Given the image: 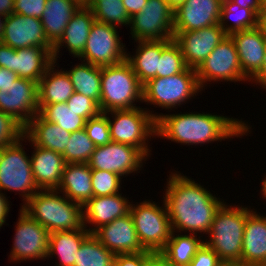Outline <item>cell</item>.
I'll return each instance as SVG.
<instances>
[{"label": "cell", "mask_w": 266, "mask_h": 266, "mask_svg": "<svg viewBox=\"0 0 266 266\" xmlns=\"http://www.w3.org/2000/svg\"><path fill=\"white\" fill-rule=\"evenodd\" d=\"M18 78L13 71L0 67V89L14 83Z\"/></svg>", "instance_id": "obj_50"}, {"label": "cell", "mask_w": 266, "mask_h": 266, "mask_svg": "<svg viewBox=\"0 0 266 266\" xmlns=\"http://www.w3.org/2000/svg\"><path fill=\"white\" fill-rule=\"evenodd\" d=\"M72 67L70 70H66V72L73 84L74 92L83 94L99 104L102 67L83 61L79 65L77 64Z\"/></svg>", "instance_id": "obj_33"}, {"label": "cell", "mask_w": 266, "mask_h": 266, "mask_svg": "<svg viewBox=\"0 0 266 266\" xmlns=\"http://www.w3.org/2000/svg\"><path fill=\"white\" fill-rule=\"evenodd\" d=\"M130 206L129 200L121 193L93 197L83 205L84 227L87 229V224L93 225L87 229L93 234L101 226L129 214Z\"/></svg>", "instance_id": "obj_21"}, {"label": "cell", "mask_w": 266, "mask_h": 266, "mask_svg": "<svg viewBox=\"0 0 266 266\" xmlns=\"http://www.w3.org/2000/svg\"><path fill=\"white\" fill-rule=\"evenodd\" d=\"M104 113L108 116L109 131L113 142L131 145L138 148L147 158L150 157L151 149L147 142L151 136L156 137L158 113L154 114L140 106L129 110H112Z\"/></svg>", "instance_id": "obj_6"}, {"label": "cell", "mask_w": 266, "mask_h": 266, "mask_svg": "<svg viewBox=\"0 0 266 266\" xmlns=\"http://www.w3.org/2000/svg\"><path fill=\"white\" fill-rule=\"evenodd\" d=\"M81 5H87L91 0H77Z\"/></svg>", "instance_id": "obj_59"}, {"label": "cell", "mask_w": 266, "mask_h": 266, "mask_svg": "<svg viewBox=\"0 0 266 266\" xmlns=\"http://www.w3.org/2000/svg\"><path fill=\"white\" fill-rule=\"evenodd\" d=\"M135 101H143V85L139 82L131 64L121 63L103 66L101 71V112L138 108Z\"/></svg>", "instance_id": "obj_5"}, {"label": "cell", "mask_w": 266, "mask_h": 266, "mask_svg": "<svg viewBox=\"0 0 266 266\" xmlns=\"http://www.w3.org/2000/svg\"><path fill=\"white\" fill-rule=\"evenodd\" d=\"M71 132L48 122L39 113L24 127L25 139L32 145L63 153L69 142Z\"/></svg>", "instance_id": "obj_26"}, {"label": "cell", "mask_w": 266, "mask_h": 266, "mask_svg": "<svg viewBox=\"0 0 266 266\" xmlns=\"http://www.w3.org/2000/svg\"><path fill=\"white\" fill-rule=\"evenodd\" d=\"M200 87L205 89L207 82L249 81L242 73L239 56L235 43L230 35H227L207 56L196 69ZM205 84V85H204Z\"/></svg>", "instance_id": "obj_10"}, {"label": "cell", "mask_w": 266, "mask_h": 266, "mask_svg": "<svg viewBox=\"0 0 266 266\" xmlns=\"http://www.w3.org/2000/svg\"><path fill=\"white\" fill-rule=\"evenodd\" d=\"M1 42L15 50L28 47L53 48L39 18L14 13L7 16Z\"/></svg>", "instance_id": "obj_18"}, {"label": "cell", "mask_w": 266, "mask_h": 266, "mask_svg": "<svg viewBox=\"0 0 266 266\" xmlns=\"http://www.w3.org/2000/svg\"><path fill=\"white\" fill-rule=\"evenodd\" d=\"M186 66L197 69L213 49L227 36L220 24L195 31H173Z\"/></svg>", "instance_id": "obj_17"}, {"label": "cell", "mask_w": 266, "mask_h": 266, "mask_svg": "<svg viewBox=\"0 0 266 266\" xmlns=\"http://www.w3.org/2000/svg\"><path fill=\"white\" fill-rule=\"evenodd\" d=\"M18 141L0 149V191L21 192L25 204L37 191L30 156H27L22 141Z\"/></svg>", "instance_id": "obj_9"}, {"label": "cell", "mask_w": 266, "mask_h": 266, "mask_svg": "<svg viewBox=\"0 0 266 266\" xmlns=\"http://www.w3.org/2000/svg\"><path fill=\"white\" fill-rule=\"evenodd\" d=\"M174 11L165 0H148L141 12L130 18L132 40L173 39Z\"/></svg>", "instance_id": "obj_12"}, {"label": "cell", "mask_w": 266, "mask_h": 266, "mask_svg": "<svg viewBox=\"0 0 266 266\" xmlns=\"http://www.w3.org/2000/svg\"><path fill=\"white\" fill-rule=\"evenodd\" d=\"M13 248L9 255L12 262L47 259L49 232L38 221L20 209L16 222Z\"/></svg>", "instance_id": "obj_13"}, {"label": "cell", "mask_w": 266, "mask_h": 266, "mask_svg": "<svg viewBox=\"0 0 266 266\" xmlns=\"http://www.w3.org/2000/svg\"><path fill=\"white\" fill-rule=\"evenodd\" d=\"M116 28L94 20L85 48L78 60L80 58L83 62L100 67L116 65L126 60V46L122 43Z\"/></svg>", "instance_id": "obj_11"}, {"label": "cell", "mask_w": 266, "mask_h": 266, "mask_svg": "<svg viewBox=\"0 0 266 266\" xmlns=\"http://www.w3.org/2000/svg\"><path fill=\"white\" fill-rule=\"evenodd\" d=\"M77 0H46L41 22L48 42L54 47L63 36L64 30L80 8Z\"/></svg>", "instance_id": "obj_28"}, {"label": "cell", "mask_w": 266, "mask_h": 266, "mask_svg": "<svg viewBox=\"0 0 266 266\" xmlns=\"http://www.w3.org/2000/svg\"><path fill=\"white\" fill-rule=\"evenodd\" d=\"M93 235L114 255L146 251L138 240L130 213L101 226Z\"/></svg>", "instance_id": "obj_19"}, {"label": "cell", "mask_w": 266, "mask_h": 266, "mask_svg": "<svg viewBox=\"0 0 266 266\" xmlns=\"http://www.w3.org/2000/svg\"><path fill=\"white\" fill-rule=\"evenodd\" d=\"M147 266H170L158 254H156L147 264Z\"/></svg>", "instance_id": "obj_53"}, {"label": "cell", "mask_w": 266, "mask_h": 266, "mask_svg": "<svg viewBox=\"0 0 266 266\" xmlns=\"http://www.w3.org/2000/svg\"><path fill=\"white\" fill-rule=\"evenodd\" d=\"M69 109L77 112V115L83 117L86 121L101 113L99 104L83 94L74 92L66 102Z\"/></svg>", "instance_id": "obj_43"}, {"label": "cell", "mask_w": 266, "mask_h": 266, "mask_svg": "<svg viewBox=\"0 0 266 266\" xmlns=\"http://www.w3.org/2000/svg\"><path fill=\"white\" fill-rule=\"evenodd\" d=\"M0 111L25 127L39 113L38 82L18 78L0 89Z\"/></svg>", "instance_id": "obj_16"}, {"label": "cell", "mask_w": 266, "mask_h": 266, "mask_svg": "<svg viewBox=\"0 0 266 266\" xmlns=\"http://www.w3.org/2000/svg\"><path fill=\"white\" fill-rule=\"evenodd\" d=\"M261 85L266 90V51L263 57V63L259 71L249 80V82Z\"/></svg>", "instance_id": "obj_49"}, {"label": "cell", "mask_w": 266, "mask_h": 266, "mask_svg": "<svg viewBox=\"0 0 266 266\" xmlns=\"http://www.w3.org/2000/svg\"><path fill=\"white\" fill-rule=\"evenodd\" d=\"M84 129L95 146L106 145L112 141L109 131L108 116L104 112L88 119Z\"/></svg>", "instance_id": "obj_41"}, {"label": "cell", "mask_w": 266, "mask_h": 266, "mask_svg": "<svg viewBox=\"0 0 266 266\" xmlns=\"http://www.w3.org/2000/svg\"><path fill=\"white\" fill-rule=\"evenodd\" d=\"M92 169L88 163L65 164L61 182L56 189L68 199L84 205L93 198Z\"/></svg>", "instance_id": "obj_27"}, {"label": "cell", "mask_w": 266, "mask_h": 266, "mask_svg": "<svg viewBox=\"0 0 266 266\" xmlns=\"http://www.w3.org/2000/svg\"><path fill=\"white\" fill-rule=\"evenodd\" d=\"M187 68L179 45L173 39L161 40L159 77L179 74Z\"/></svg>", "instance_id": "obj_39"}, {"label": "cell", "mask_w": 266, "mask_h": 266, "mask_svg": "<svg viewBox=\"0 0 266 266\" xmlns=\"http://www.w3.org/2000/svg\"><path fill=\"white\" fill-rule=\"evenodd\" d=\"M56 189L37 191L21 209L49 233L84 227L83 205L60 196Z\"/></svg>", "instance_id": "obj_3"}, {"label": "cell", "mask_w": 266, "mask_h": 266, "mask_svg": "<svg viewBox=\"0 0 266 266\" xmlns=\"http://www.w3.org/2000/svg\"><path fill=\"white\" fill-rule=\"evenodd\" d=\"M220 266H243L239 263H222Z\"/></svg>", "instance_id": "obj_58"}, {"label": "cell", "mask_w": 266, "mask_h": 266, "mask_svg": "<svg viewBox=\"0 0 266 266\" xmlns=\"http://www.w3.org/2000/svg\"><path fill=\"white\" fill-rule=\"evenodd\" d=\"M146 159L147 157L138 148L111 141L106 145L95 147L88 165L91 169L110 171L126 177L142 170L140 168Z\"/></svg>", "instance_id": "obj_15"}, {"label": "cell", "mask_w": 266, "mask_h": 266, "mask_svg": "<svg viewBox=\"0 0 266 266\" xmlns=\"http://www.w3.org/2000/svg\"><path fill=\"white\" fill-rule=\"evenodd\" d=\"M39 114L48 122L57 124L67 132H75L85 127L86 120L69 109L66 102L39 105Z\"/></svg>", "instance_id": "obj_36"}, {"label": "cell", "mask_w": 266, "mask_h": 266, "mask_svg": "<svg viewBox=\"0 0 266 266\" xmlns=\"http://www.w3.org/2000/svg\"><path fill=\"white\" fill-rule=\"evenodd\" d=\"M115 255L90 234L80 246L74 266H113Z\"/></svg>", "instance_id": "obj_35"}, {"label": "cell", "mask_w": 266, "mask_h": 266, "mask_svg": "<svg viewBox=\"0 0 266 266\" xmlns=\"http://www.w3.org/2000/svg\"><path fill=\"white\" fill-rule=\"evenodd\" d=\"M6 19H7L6 16L0 15V42H1L2 37H3V32H4Z\"/></svg>", "instance_id": "obj_56"}, {"label": "cell", "mask_w": 266, "mask_h": 266, "mask_svg": "<svg viewBox=\"0 0 266 266\" xmlns=\"http://www.w3.org/2000/svg\"><path fill=\"white\" fill-rule=\"evenodd\" d=\"M230 19V20H229ZM230 22V25L227 23ZM227 23V24H226ZM219 24L227 35L259 26V15L251 8H241L232 0L222 2Z\"/></svg>", "instance_id": "obj_34"}, {"label": "cell", "mask_w": 266, "mask_h": 266, "mask_svg": "<svg viewBox=\"0 0 266 266\" xmlns=\"http://www.w3.org/2000/svg\"><path fill=\"white\" fill-rule=\"evenodd\" d=\"M94 20L91 9L87 5H81L69 20L61 39L53 47L52 55L54 62L57 63L60 49L64 44V48L67 47L69 53L75 58L83 53Z\"/></svg>", "instance_id": "obj_23"}, {"label": "cell", "mask_w": 266, "mask_h": 266, "mask_svg": "<svg viewBox=\"0 0 266 266\" xmlns=\"http://www.w3.org/2000/svg\"><path fill=\"white\" fill-rule=\"evenodd\" d=\"M172 231L170 239L158 255L170 266H189L196 252L205 243L196 234H176ZM201 239V240H200Z\"/></svg>", "instance_id": "obj_32"}, {"label": "cell", "mask_w": 266, "mask_h": 266, "mask_svg": "<svg viewBox=\"0 0 266 266\" xmlns=\"http://www.w3.org/2000/svg\"><path fill=\"white\" fill-rule=\"evenodd\" d=\"M239 56L242 73L250 80L261 68L266 51V35L256 28L230 34Z\"/></svg>", "instance_id": "obj_22"}, {"label": "cell", "mask_w": 266, "mask_h": 266, "mask_svg": "<svg viewBox=\"0 0 266 266\" xmlns=\"http://www.w3.org/2000/svg\"><path fill=\"white\" fill-rule=\"evenodd\" d=\"M249 129L245 121L214 113H160L156 119L157 137L188 146L244 136Z\"/></svg>", "instance_id": "obj_2"}, {"label": "cell", "mask_w": 266, "mask_h": 266, "mask_svg": "<svg viewBox=\"0 0 266 266\" xmlns=\"http://www.w3.org/2000/svg\"><path fill=\"white\" fill-rule=\"evenodd\" d=\"M227 1V0H221ZM237 3L241 8H251L253 9L258 15H260L263 9V1L262 0H232Z\"/></svg>", "instance_id": "obj_48"}, {"label": "cell", "mask_w": 266, "mask_h": 266, "mask_svg": "<svg viewBox=\"0 0 266 266\" xmlns=\"http://www.w3.org/2000/svg\"><path fill=\"white\" fill-rule=\"evenodd\" d=\"M117 173L92 169L93 197L110 196L121 190V178Z\"/></svg>", "instance_id": "obj_40"}, {"label": "cell", "mask_w": 266, "mask_h": 266, "mask_svg": "<svg viewBox=\"0 0 266 266\" xmlns=\"http://www.w3.org/2000/svg\"><path fill=\"white\" fill-rule=\"evenodd\" d=\"M91 233L83 227L77 230L55 231L49 233L48 256L58 255L59 263L55 266H74L77 252L82 242Z\"/></svg>", "instance_id": "obj_31"}, {"label": "cell", "mask_w": 266, "mask_h": 266, "mask_svg": "<svg viewBox=\"0 0 266 266\" xmlns=\"http://www.w3.org/2000/svg\"><path fill=\"white\" fill-rule=\"evenodd\" d=\"M132 203L130 214L137 237L145 250L158 254L170 239L172 228L166 205L144 200L137 205Z\"/></svg>", "instance_id": "obj_8"}, {"label": "cell", "mask_w": 266, "mask_h": 266, "mask_svg": "<svg viewBox=\"0 0 266 266\" xmlns=\"http://www.w3.org/2000/svg\"><path fill=\"white\" fill-rule=\"evenodd\" d=\"M259 27L266 35V5L263 6V9L259 15Z\"/></svg>", "instance_id": "obj_54"}, {"label": "cell", "mask_w": 266, "mask_h": 266, "mask_svg": "<svg viewBox=\"0 0 266 266\" xmlns=\"http://www.w3.org/2000/svg\"><path fill=\"white\" fill-rule=\"evenodd\" d=\"M53 48L28 47L15 50L0 42V67L13 71L20 78L39 82L54 63Z\"/></svg>", "instance_id": "obj_14"}, {"label": "cell", "mask_w": 266, "mask_h": 266, "mask_svg": "<svg viewBox=\"0 0 266 266\" xmlns=\"http://www.w3.org/2000/svg\"><path fill=\"white\" fill-rule=\"evenodd\" d=\"M136 52L127 53L126 60L139 82L143 85L152 78L159 77V60L161 57V40H138Z\"/></svg>", "instance_id": "obj_30"}, {"label": "cell", "mask_w": 266, "mask_h": 266, "mask_svg": "<svg viewBox=\"0 0 266 266\" xmlns=\"http://www.w3.org/2000/svg\"><path fill=\"white\" fill-rule=\"evenodd\" d=\"M263 182H262V189H260L261 190V194L264 196H262V198H265L266 199V177H265V179L264 180H262Z\"/></svg>", "instance_id": "obj_57"}, {"label": "cell", "mask_w": 266, "mask_h": 266, "mask_svg": "<svg viewBox=\"0 0 266 266\" xmlns=\"http://www.w3.org/2000/svg\"><path fill=\"white\" fill-rule=\"evenodd\" d=\"M54 62L38 82V105L64 103L74 93L73 84L65 70L55 69Z\"/></svg>", "instance_id": "obj_29"}, {"label": "cell", "mask_w": 266, "mask_h": 266, "mask_svg": "<svg viewBox=\"0 0 266 266\" xmlns=\"http://www.w3.org/2000/svg\"><path fill=\"white\" fill-rule=\"evenodd\" d=\"M196 69L187 67L169 77H155L143 84V101L162 109L176 108L201 93ZM197 93V94H196Z\"/></svg>", "instance_id": "obj_7"}, {"label": "cell", "mask_w": 266, "mask_h": 266, "mask_svg": "<svg viewBox=\"0 0 266 266\" xmlns=\"http://www.w3.org/2000/svg\"><path fill=\"white\" fill-rule=\"evenodd\" d=\"M155 255L156 253L148 250L134 254H117L113 266H147Z\"/></svg>", "instance_id": "obj_45"}, {"label": "cell", "mask_w": 266, "mask_h": 266, "mask_svg": "<svg viewBox=\"0 0 266 266\" xmlns=\"http://www.w3.org/2000/svg\"><path fill=\"white\" fill-rule=\"evenodd\" d=\"M221 0H185L174 11L173 31H195L219 24Z\"/></svg>", "instance_id": "obj_20"}, {"label": "cell", "mask_w": 266, "mask_h": 266, "mask_svg": "<svg viewBox=\"0 0 266 266\" xmlns=\"http://www.w3.org/2000/svg\"><path fill=\"white\" fill-rule=\"evenodd\" d=\"M30 157L34 181L40 190L57 189L63 174L65 161L61 153L33 145Z\"/></svg>", "instance_id": "obj_25"}, {"label": "cell", "mask_w": 266, "mask_h": 266, "mask_svg": "<svg viewBox=\"0 0 266 266\" xmlns=\"http://www.w3.org/2000/svg\"><path fill=\"white\" fill-rule=\"evenodd\" d=\"M24 136V127L12 116L0 111V149Z\"/></svg>", "instance_id": "obj_42"}, {"label": "cell", "mask_w": 266, "mask_h": 266, "mask_svg": "<svg viewBox=\"0 0 266 266\" xmlns=\"http://www.w3.org/2000/svg\"><path fill=\"white\" fill-rule=\"evenodd\" d=\"M168 179L163 199L172 231L208 234L215 213L224 202L177 171L171 172Z\"/></svg>", "instance_id": "obj_1"}, {"label": "cell", "mask_w": 266, "mask_h": 266, "mask_svg": "<svg viewBox=\"0 0 266 266\" xmlns=\"http://www.w3.org/2000/svg\"><path fill=\"white\" fill-rule=\"evenodd\" d=\"M87 6L96 21L115 27L130 25V18L122 0H91Z\"/></svg>", "instance_id": "obj_37"}, {"label": "cell", "mask_w": 266, "mask_h": 266, "mask_svg": "<svg viewBox=\"0 0 266 266\" xmlns=\"http://www.w3.org/2000/svg\"><path fill=\"white\" fill-rule=\"evenodd\" d=\"M223 262L205 243L196 252L189 266H220Z\"/></svg>", "instance_id": "obj_46"}, {"label": "cell", "mask_w": 266, "mask_h": 266, "mask_svg": "<svg viewBox=\"0 0 266 266\" xmlns=\"http://www.w3.org/2000/svg\"><path fill=\"white\" fill-rule=\"evenodd\" d=\"M224 202L215 213L208 233V245L223 263L241 264L242 244L246 218L253 212L244 206L226 205ZM208 240V241H207Z\"/></svg>", "instance_id": "obj_4"}, {"label": "cell", "mask_w": 266, "mask_h": 266, "mask_svg": "<svg viewBox=\"0 0 266 266\" xmlns=\"http://www.w3.org/2000/svg\"><path fill=\"white\" fill-rule=\"evenodd\" d=\"M241 265L266 266V216L256 211L245 221Z\"/></svg>", "instance_id": "obj_24"}, {"label": "cell", "mask_w": 266, "mask_h": 266, "mask_svg": "<svg viewBox=\"0 0 266 266\" xmlns=\"http://www.w3.org/2000/svg\"><path fill=\"white\" fill-rule=\"evenodd\" d=\"M10 203L4 193L0 191V228L6 223V217L10 212Z\"/></svg>", "instance_id": "obj_51"}, {"label": "cell", "mask_w": 266, "mask_h": 266, "mask_svg": "<svg viewBox=\"0 0 266 266\" xmlns=\"http://www.w3.org/2000/svg\"><path fill=\"white\" fill-rule=\"evenodd\" d=\"M14 0H0V15L9 16L14 13Z\"/></svg>", "instance_id": "obj_52"}, {"label": "cell", "mask_w": 266, "mask_h": 266, "mask_svg": "<svg viewBox=\"0 0 266 266\" xmlns=\"http://www.w3.org/2000/svg\"><path fill=\"white\" fill-rule=\"evenodd\" d=\"M148 0H122L129 18L141 12Z\"/></svg>", "instance_id": "obj_47"}, {"label": "cell", "mask_w": 266, "mask_h": 266, "mask_svg": "<svg viewBox=\"0 0 266 266\" xmlns=\"http://www.w3.org/2000/svg\"><path fill=\"white\" fill-rule=\"evenodd\" d=\"M168 2V4L175 10L177 9L181 4L185 2V0H165Z\"/></svg>", "instance_id": "obj_55"}, {"label": "cell", "mask_w": 266, "mask_h": 266, "mask_svg": "<svg viewBox=\"0 0 266 266\" xmlns=\"http://www.w3.org/2000/svg\"><path fill=\"white\" fill-rule=\"evenodd\" d=\"M95 147L84 128L71 132L67 147L62 153L64 161L66 164L88 163Z\"/></svg>", "instance_id": "obj_38"}, {"label": "cell", "mask_w": 266, "mask_h": 266, "mask_svg": "<svg viewBox=\"0 0 266 266\" xmlns=\"http://www.w3.org/2000/svg\"><path fill=\"white\" fill-rule=\"evenodd\" d=\"M14 14L41 19L46 0H14Z\"/></svg>", "instance_id": "obj_44"}]
</instances>
